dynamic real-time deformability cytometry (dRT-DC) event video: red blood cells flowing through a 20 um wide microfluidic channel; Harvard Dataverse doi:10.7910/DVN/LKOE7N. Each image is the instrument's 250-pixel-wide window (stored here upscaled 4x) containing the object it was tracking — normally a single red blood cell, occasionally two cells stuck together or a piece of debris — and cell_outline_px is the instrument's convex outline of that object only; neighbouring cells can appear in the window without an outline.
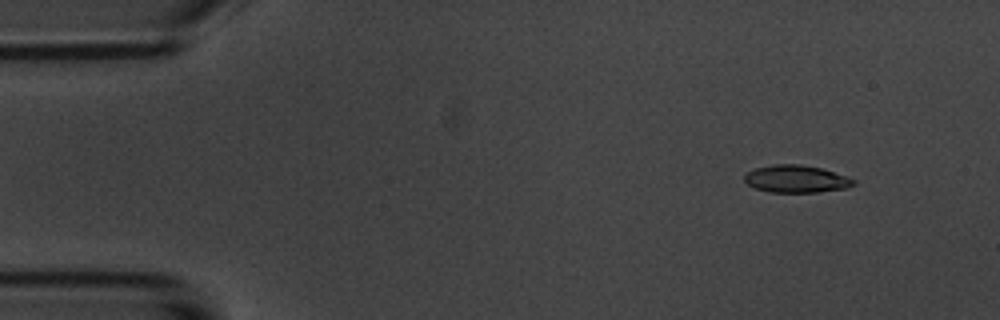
{"species": "common noctule bat (a hibernating species)", "species_latin": "Nyctalus noctula", "temperature_condition": "room temperature", "stored_images_in_passage": 4, "camera_frame_rate_fps": 3000, "um_per_image_px": 0.085, "animal": {"sex": "male", "body_mass_g": 20.1, "forearm_length_mm": 53.5}, "frame": {"image": 1, "passage_image": 1, "time_ms": 0.0, "image_size_px": [1000, 320], "cell_outline_px": [[856, 184], [848, 188], [816, 192], [768, 192], [756, 188], [748, 184], [744, 180], [744, 172], [756, 168], [772, 164], [800, 164], [820, 168], [856, 180]], "centroid_in_image_um": [67.64, 15.21], "position_along_channel_um": 17.4, "area_um2": 17.4}}
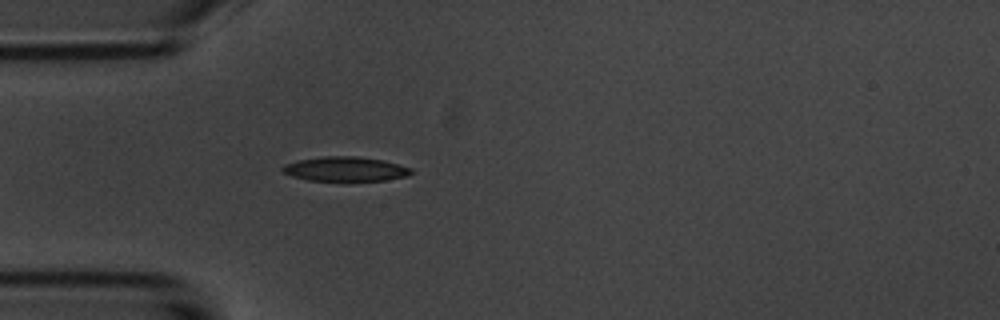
{"frame": {"image": 2, "passage_image": 4, "time_ms": 3.333, "image_size_px": [1000, 320], "cell_outline_px": [[412, 172], [408, 176], [384, 180], [348, 184], [344, 184], [308, 180], [292, 176], [284, 172], [280, 168], [284, 164], [300, 160], [324, 156], [356, 156], [380, 160], [412, 168]], "centroid_in_image_um": [29.34, 14.42], "position_along_channel_um": 55.7, "area_um2": 19.13}}